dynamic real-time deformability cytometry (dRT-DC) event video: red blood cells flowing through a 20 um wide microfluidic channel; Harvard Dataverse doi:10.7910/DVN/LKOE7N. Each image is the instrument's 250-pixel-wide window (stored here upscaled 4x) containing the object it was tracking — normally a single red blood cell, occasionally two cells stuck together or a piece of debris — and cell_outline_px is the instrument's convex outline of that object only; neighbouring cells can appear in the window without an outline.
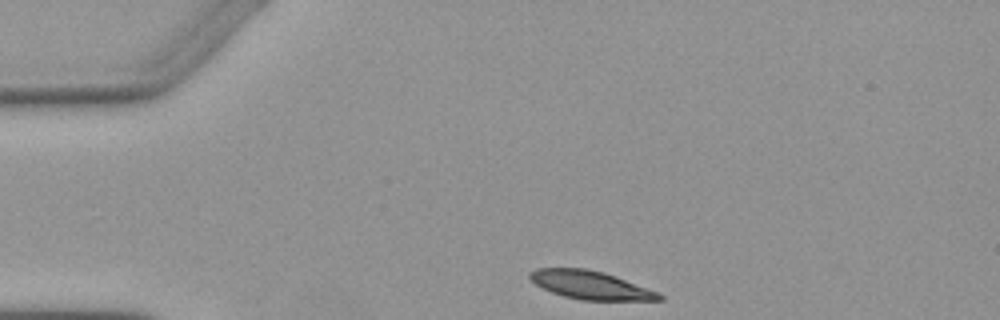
{"species": "Egyptian fruit bat (a non-hibernating species)", "species_latin": "Rousettus aegyptiacus", "temperature_condition": "warm", "stored_images_in_passage": 2, "camera_frame_rate_fps": 3000, "um_per_image_px": 0.085, "animal": {"sex": "female"}, "frame": {"image": 1, "passage_image": 1, "time_ms": 0.0, "image_size_px": [1000, 320], "cell_outline_px": [[664, 300], [580, 300], [564, 296], [552, 292], [536, 284], [528, 276], [528, 272], [536, 268], [588, 268], [604, 272], [616, 276], [660, 292], [664, 296]], "centroid_in_image_um": [50.23, 24.22], "position_along_channel_um": 34.8, "area_um2": 21.44}}